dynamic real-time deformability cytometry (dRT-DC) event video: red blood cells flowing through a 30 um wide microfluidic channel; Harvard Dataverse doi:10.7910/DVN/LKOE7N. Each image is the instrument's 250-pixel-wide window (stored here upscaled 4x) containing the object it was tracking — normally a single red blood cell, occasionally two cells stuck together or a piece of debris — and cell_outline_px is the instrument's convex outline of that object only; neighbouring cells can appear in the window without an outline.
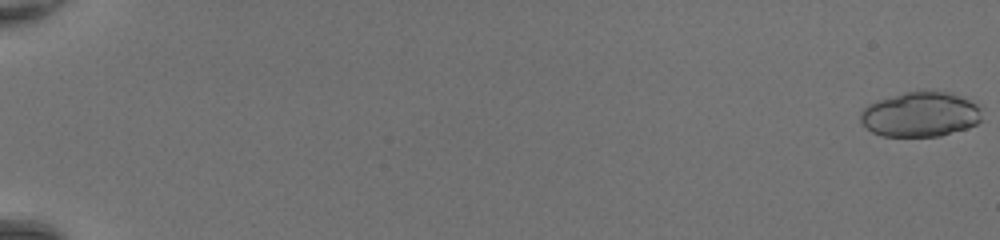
{"species": "common noctule bat (a hibernating species)", "species_latin": "Nyctalus noctula", "temperature_condition": "room temperature", "stored_images_in_passage": 50, "camera_frame_rate_fps": 3000, "um_per_image_px": 0.085, "animal": {"sex": "female", "body_mass_g": 20.0, "forearm_length_mm": 54.0}, "frame": {"image": 1, "passage_image": 1, "time_ms": 0.0, "image_size_px": [1000, 240], "cell_outline_px": [[984, 104], [980, 120], [976, 124], [968, 128], [940, 136], [880, 136], [872, 132], [860, 120], [860, 112], [868, 104], [876, 100], [904, 92], [920, 88], [932, 88], [952, 92]], "centroid_in_image_um": [78.31, 9.66], "position_along_channel_um": 6.7, "area_um2": 33.12}}
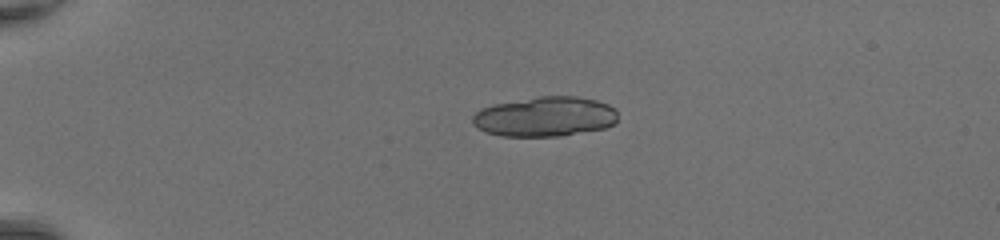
{"frame": {"image": 2, "passage_image": 14, "time_ms": 4.333, "image_size_px": [1000, 240], "cell_outline_px": [[616, 124], [604, 128], [560, 136], [500, 136], [484, 132], [472, 124], [472, 116], [480, 108], [496, 104], [540, 96], [576, 96], [596, 100], [608, 104], [616, 112]], "centroid_in_image_um": [46.3, 9.92], "position_along_channel_um": 38.7, "area_um2": 33.7}}